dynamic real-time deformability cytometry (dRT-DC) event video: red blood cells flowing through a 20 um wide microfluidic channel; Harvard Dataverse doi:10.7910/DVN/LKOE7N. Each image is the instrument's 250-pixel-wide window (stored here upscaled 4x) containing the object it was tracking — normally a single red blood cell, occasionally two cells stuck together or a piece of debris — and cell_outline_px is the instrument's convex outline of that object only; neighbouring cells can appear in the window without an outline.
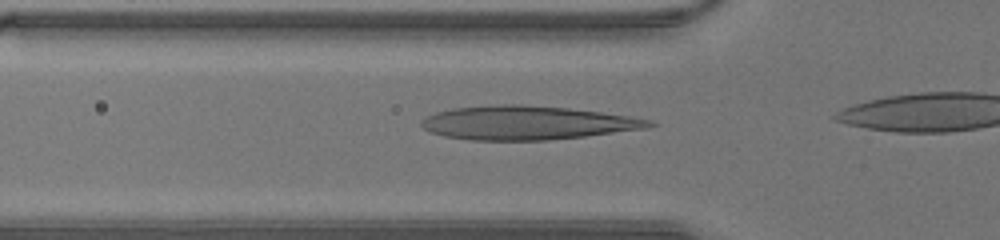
{"species": "human", "species_latin": "Homo sapiens", "temperature_condition": "warm", "stored_images_in_passage": 4, "camera_frame_rate_fps": 3000, "um_per_image_px": 0.085, "donor": {"sex": "male"}, "frame": {"image": 1, "passage_image": 2, "time_ms": 0.333, "image_size_px": [1000, 240], "cell_outline_px": [[656, 124], [648, 128], [584, 136], [548, 140], [472, 140], [444, 136], [428, 132], [420, 124], [420, 120], [436, 112], [452, 108], [500, 104], [524, 104], [568, 108], [600, 112], [628, 116], [652, 120]], "centroid_in_image_um": [44.77, 10.43], "position_along_channel_um": 81.0, "area_um2": 44.8}}